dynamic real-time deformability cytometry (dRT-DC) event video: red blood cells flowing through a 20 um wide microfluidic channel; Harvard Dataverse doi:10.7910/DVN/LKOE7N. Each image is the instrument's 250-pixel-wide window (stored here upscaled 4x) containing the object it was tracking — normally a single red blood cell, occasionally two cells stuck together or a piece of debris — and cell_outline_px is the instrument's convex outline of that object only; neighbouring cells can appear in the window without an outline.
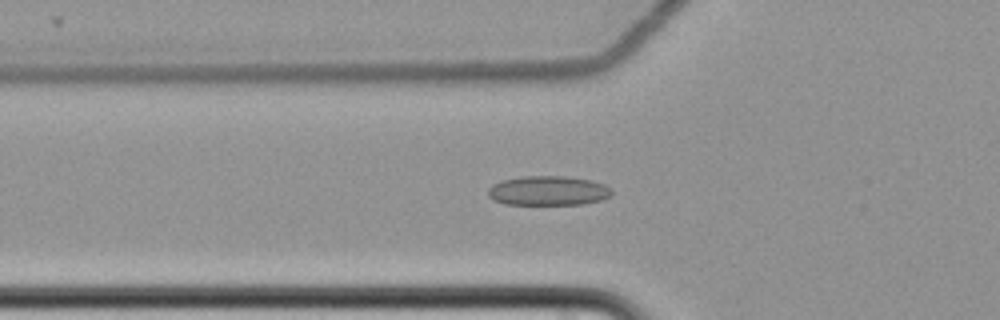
{"species": "common noctule bat (a hibernating species)", "species_latin": "Nyctalus noctula", "temperature_condition": "cold", "stored_images_in_passage": 44, "camera_frame_rate_fps": 3000, "um_per_image_px": 0.085, "animal": {"sex": "female", "body_mass_g": 22.7, "forearm_length_mm": 54.2}, "frame": {"image": 1, "passage_image": 10, "time_ms": 3.0, "image_size_px": [1000, 320], "cell_outline_px": [[612, 192], [608, 196], [600, 200], [580, 204], [504, 204], [492, 200], [488, 196], [488, 188], [492, 184], [500, 180], [520, 176], [564, 176], [592, 180], [604, 184], [612, 188]], "centroid_in_image_um": [46.54, 16.2], "position_along_channel_um": 79.3, "area_um2": 21.39}}
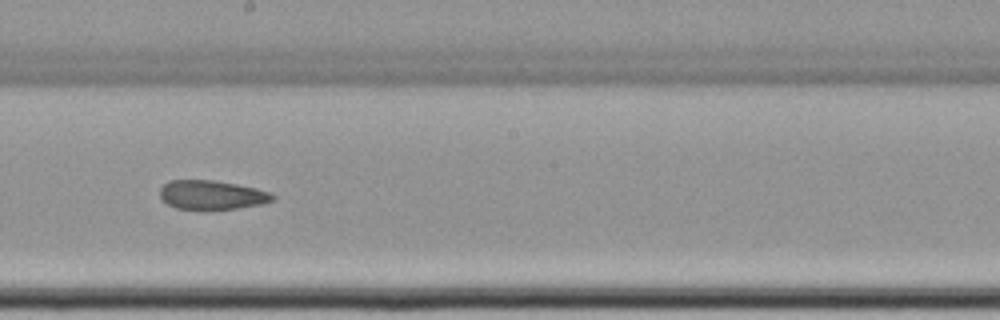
{"frame": {"image": 2, "passage_image": 23, "time_ms": 7.333, "image_size_px": [1000, 320], "cell_outline_px": [[276, 200], [260, 204], [236, 208], [176, 208], [168, 204], [160, 196], [160, 188], [168, 180], [212, 180], [236, 184], [256, 188], [268, 192], [276, 196]], "centroid_in_image_um": [18.01, 16.54], "position_along_channel_um": 230.2, "area_um2": 18.73}}
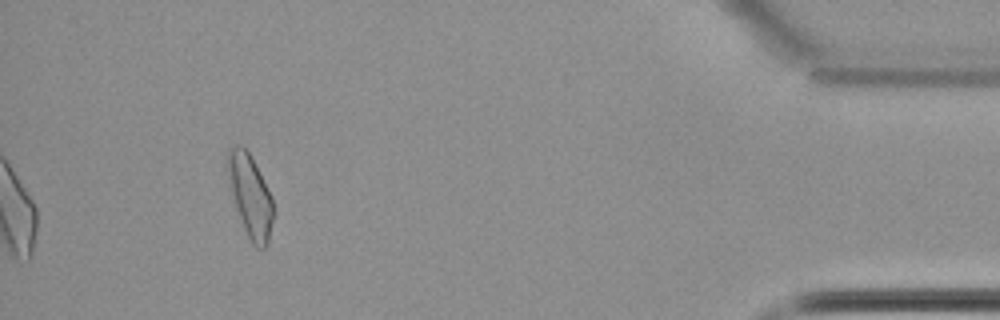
{"frame": {"image": 3, "passage_image": 44, "time_ms": 14.333, "image_size_px": [1000, 320], "cell_outline_px": [[272, 220], [268, 244], [264, 248], [256, 248], [252, 244], [244, 228], [228, 188], [228, 148], [232, 144], [240, 144], [248, 152], [272, 196]], "centroid_in_image_um": [21.24, 16.64], "position_along_channel_um": 414.0, "area_um2": 21.68}, "authors_computed_cell_mechanics": {"area_um2": 20.5479, "velocity_mm_per_s": 3.4965, "shape_relaxation_time_tau1_ms": null, "shape_relaxation_time_tau2_ms": 4.5743, "deformation_change_tau1": null, "deformation_change_tau2": 0.0946}}